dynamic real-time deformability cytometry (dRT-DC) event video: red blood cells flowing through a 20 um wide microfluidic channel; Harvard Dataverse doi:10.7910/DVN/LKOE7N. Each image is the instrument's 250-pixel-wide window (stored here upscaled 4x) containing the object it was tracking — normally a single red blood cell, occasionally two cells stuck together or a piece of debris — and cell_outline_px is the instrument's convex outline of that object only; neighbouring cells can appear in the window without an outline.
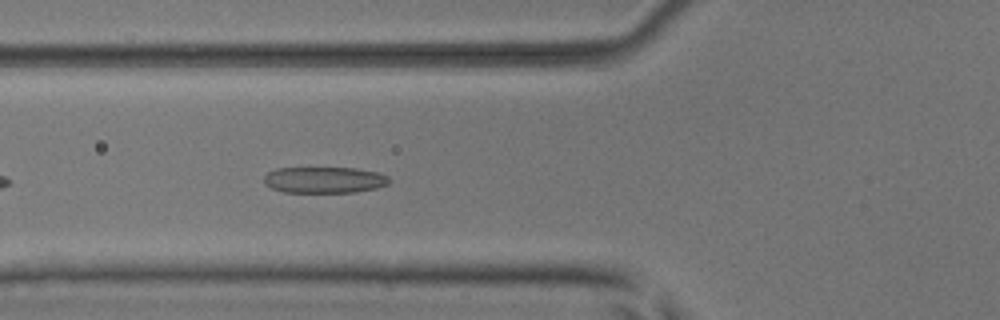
{"species": "common noctule bat (a hibernating species)", "species_latin": "Nyctalus noctula", "temperature_condition": "room temperature", "stored_images_in_passage": 35, "camera_frame_rate_fps": 3000, "um_per_image_px": 0.085, "animal": {"sex": "male", "body_mass_g": 17.9, "forearm_length_mm": 54.2}, "frame": {"image": 1, "passage_image": 4, "time_ms": 1.0, "image_size_px": [1000, 320], "cell_outline_px": [[388, 184], [376, 188], [356, 192], [284, 192], [272, 188], [264, 184], [264, 176], [268, 172], [276, 168], [356, 168], [376, 172], [388, 176]], "centroid_in_image_um": [27.54, 15.29], "position_along_channel_um": 98.3, "area_um2": 19.07}}
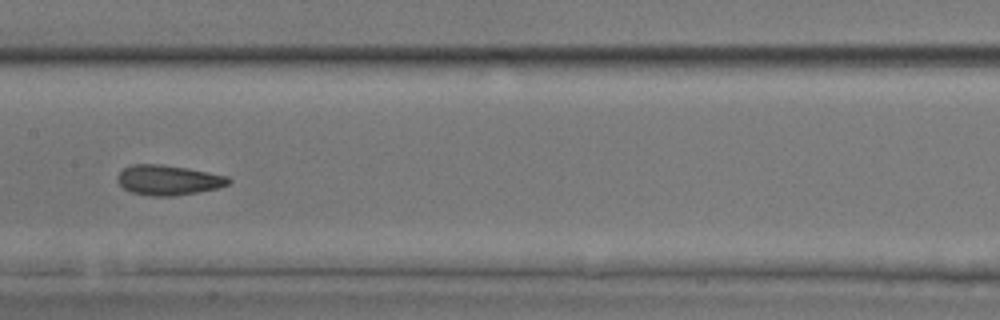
{"frame": {"image": 2, "passage_image": 11, "time_ms": 3.333, "image_size_px": [1000, 320], "cell_outline_px": [[232, 180], [228, 184], [216, 188], [196, 192], [172, 196], [152, 196], [132, 192], [124, 188], [116, 180], [116, 176], [124, 168], [132, 164], [160, 164], [188, 168], [228, 176]], "centroid_in_image_um": [14.29, 15.29], "position_along_channel_um": 193.1, "area_um2": 19.31}}
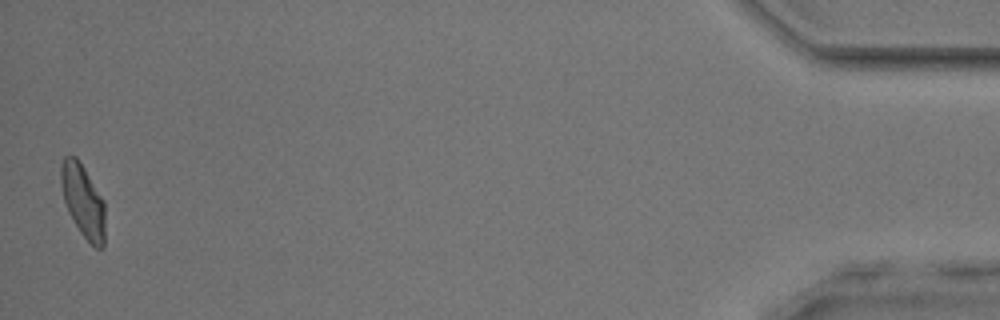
{"frame": {"image": 3, "passage_image": 35, "time_ms": 11.333, "image_size_px": [1000, 320], "cell_outline_px": [[104, 248], [96, 248], [80, 232], [68, 212], [64, 200], [60, 184], [60, 164], [64, 156], [76, 156], [84, 168], [104, 200]], "centroid_in_image_um": [7.04, 17.05], "position_along_channel_um": 428.2, "area_um2": 18.73}, "authors_computed_cell_mechanics": {"area_um2": 18.9584, "velocity_mm_per_s": 4.0679, "shape_relaxation_time_tau1_ms": 3.8503, "shape_relaxation_time_tau2_ms": 1.4379, "deformation_change_tau1": 0.1533, "deformation_change_tau2": 0.0886}}